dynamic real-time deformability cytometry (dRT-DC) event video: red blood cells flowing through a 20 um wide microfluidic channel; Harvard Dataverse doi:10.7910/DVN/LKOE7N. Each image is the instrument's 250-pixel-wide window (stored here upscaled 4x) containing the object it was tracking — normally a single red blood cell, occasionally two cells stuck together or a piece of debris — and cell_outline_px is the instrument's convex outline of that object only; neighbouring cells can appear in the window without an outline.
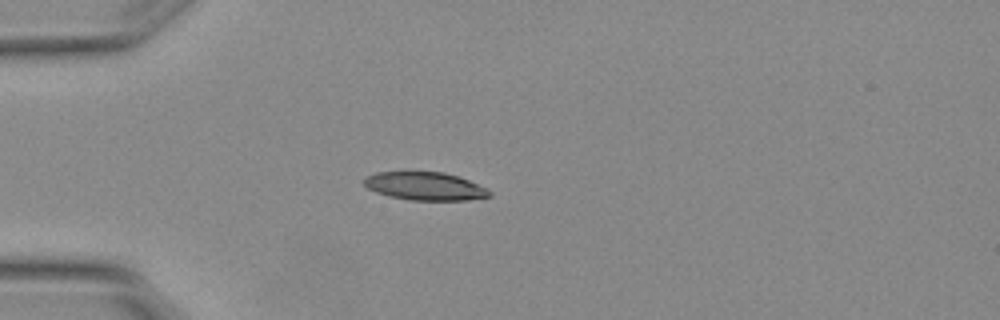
{"species": "Egyptian fruit bat (a non-hibernating species)", "species_latin": "Rousettus aegyptiacus", "temperature_condition": "warm", "stored_images_in_passage": 3, "camera_frame_rate_fps": 3000, "um_per_image_px": 0.085, "animal": {"sex": "female"}, "frame": {"image": 1, "passage_image": 3, "time_ms": 0.667, "image_size_px": [1000, 320], "cell_outline_px": [[492, 196], [468, 200], [412, 200], [388, 196], [376, 192], [368, 188], [360, 180], [364, 176], [376, 172], [444, 172], [468, 180], [488, 188], [492, 192]], "centroid_in_image_um": [36.11, 15.82], "position_along_channel_um": 48.9, "area_um2": 20.69}}